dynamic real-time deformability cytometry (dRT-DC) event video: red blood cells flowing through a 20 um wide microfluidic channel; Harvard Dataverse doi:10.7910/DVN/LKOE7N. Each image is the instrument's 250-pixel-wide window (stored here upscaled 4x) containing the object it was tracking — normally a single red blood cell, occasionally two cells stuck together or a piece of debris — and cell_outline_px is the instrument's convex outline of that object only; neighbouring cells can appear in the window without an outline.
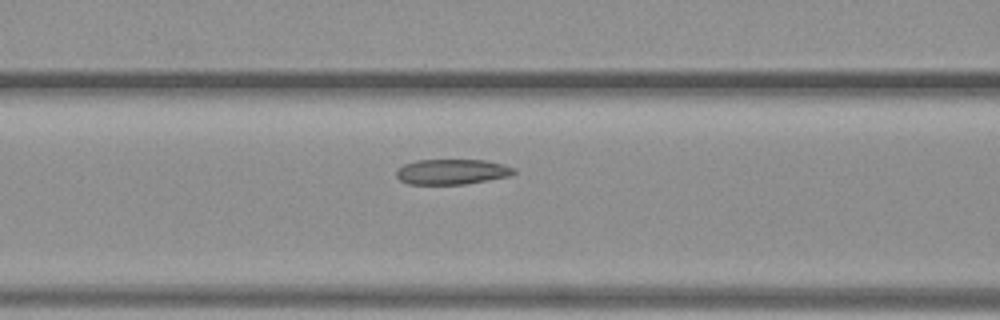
{"species": "common noctule bat (a hibernating species)", "species_latin": "Nyctalus noctula", "temperature_condition": "warm", "stored_images_in_passage": 18, "camera_frame_rate_fps": 3000, "um_per_image_px": 0.085, "animal": {"sex": "female", "body_mass_g": 19.3, "forearm_length_mm": 54.1}, "frame": {"image": 1, "passage_image": 13, "time_ms": 4.0, "image_size_px": [1000, 320], "cell_outline_px": [[516, 172], [508, 176], [464, 184], [408, 184], [400, 180], [396, 176], [396, 172], [404, 164], [416, 160], [484, 160], [504, 164], [516, 168]], "centroid_in_image_um": [38.42, 14.59], "position_along_channel_um": 128.2, "area_um2": 17.22}}
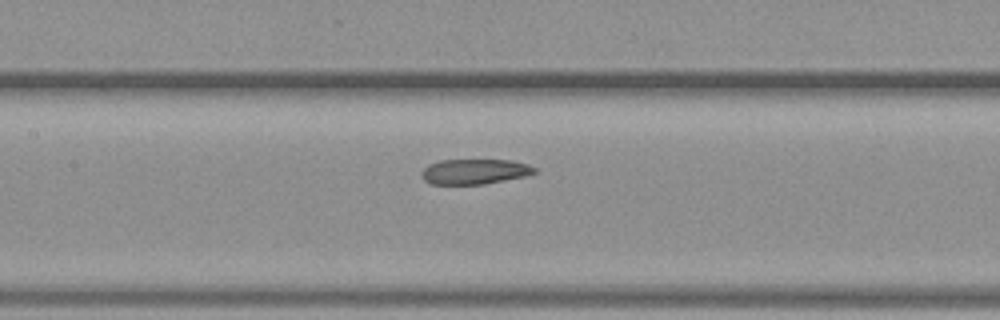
{"frame": {"image": 2, "passage_image": 16, "time_ms": 5.0, "image_size_px": [1000, 320], "cell_outline_px": [[536, 172], [524, 176], [484, 184], [432, 184], [424, 180], [420, 176], [420, 172], [428, 164], [440, 160], [512, 160], [528, 164], [536, 168]], "centroid_in_image_um": [40.3, 14.58], "position_along_channel_um": 167.1, "area_um2": 16.59}}